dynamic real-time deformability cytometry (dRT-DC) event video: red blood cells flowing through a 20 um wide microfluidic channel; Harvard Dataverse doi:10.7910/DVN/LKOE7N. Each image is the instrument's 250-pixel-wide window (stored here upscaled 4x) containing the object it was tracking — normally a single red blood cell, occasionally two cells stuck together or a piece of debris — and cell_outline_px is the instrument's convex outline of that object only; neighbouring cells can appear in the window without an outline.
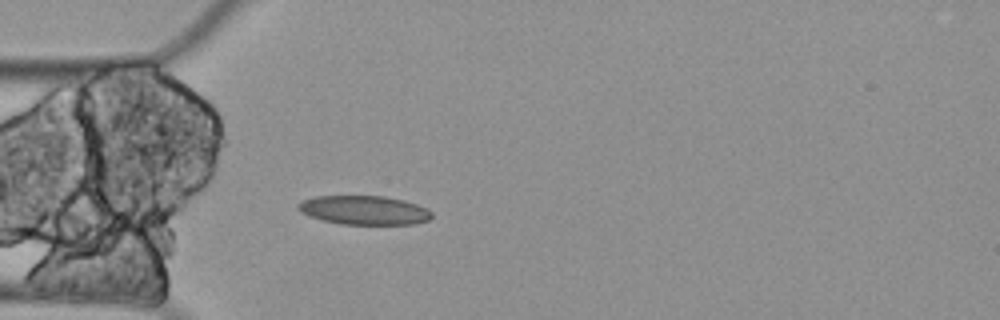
{"species": "Egyptian fruit bat (a non-hibernating species)", "species_latin": "Rousettus aegyptiacus", "temperature_condition": "cold", "stored_images_in_passage": 4, "camera_frame_rate_fps": 3000, "um_per_image_px": 0.085, "animal": {"sex": "female"}, "frame": {"image": 1, "passage_image": 4, "time_ms": 1.0, "image_size_px": [1000, 320], "cell_outline_px": [[432, 216], [428, 220], [416, 224], [340, 224], [308, 216], [300, 212], [296, 208], [296, 204], [300, 200], [316, 196], [384, 196], [404, 200], [428, 208], [432, 212]], "centroid_in_image_um": [30.92, 17.86], "position_along_channel_um": 54.1, "area_um2": 22.77}}